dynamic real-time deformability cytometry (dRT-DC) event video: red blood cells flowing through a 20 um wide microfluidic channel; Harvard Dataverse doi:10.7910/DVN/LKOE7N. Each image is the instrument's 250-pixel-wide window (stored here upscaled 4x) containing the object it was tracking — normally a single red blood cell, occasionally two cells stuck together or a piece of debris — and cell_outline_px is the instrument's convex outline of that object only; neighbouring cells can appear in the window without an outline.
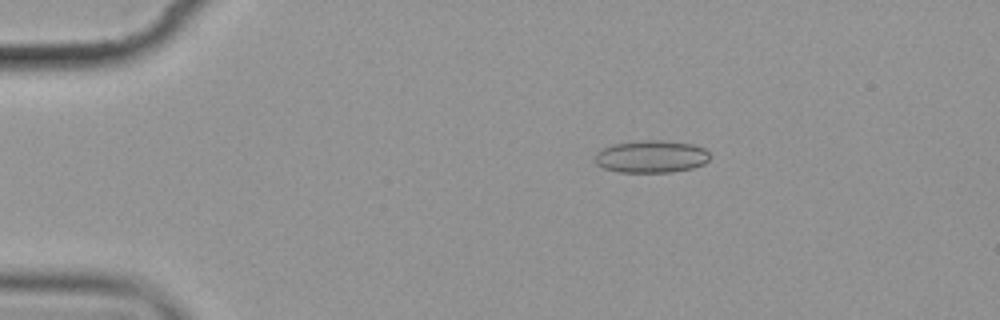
{"species": "common noctule bat (a hibernating species)", "species_latin": "Nyctalus noctula", "temperature_condition": "cold", "stored_images_in_passage": 5, "camera_frame_rate_fps": 3000, "um_per_image_px": 0.085, "animal": {"sex": "female", "body_mass_g": 19.9}, "frame": {"image": 1, "passage_image": 3, "time_ms": 3.333, "image_size_px": [1000, 320], "cell_outline_px": [[712, 156], [704, 164], [692, 168], [672, 172], [616, 172], [604, 168], [596, 164], [596, 152], [612, 144], [644, 140], [656, 140], [692, 144], [704, 148]], "centroid_in_image_um": [55.37, 13.31], "position_along_channel_um": 29.6, "area_um2": 21.68}}